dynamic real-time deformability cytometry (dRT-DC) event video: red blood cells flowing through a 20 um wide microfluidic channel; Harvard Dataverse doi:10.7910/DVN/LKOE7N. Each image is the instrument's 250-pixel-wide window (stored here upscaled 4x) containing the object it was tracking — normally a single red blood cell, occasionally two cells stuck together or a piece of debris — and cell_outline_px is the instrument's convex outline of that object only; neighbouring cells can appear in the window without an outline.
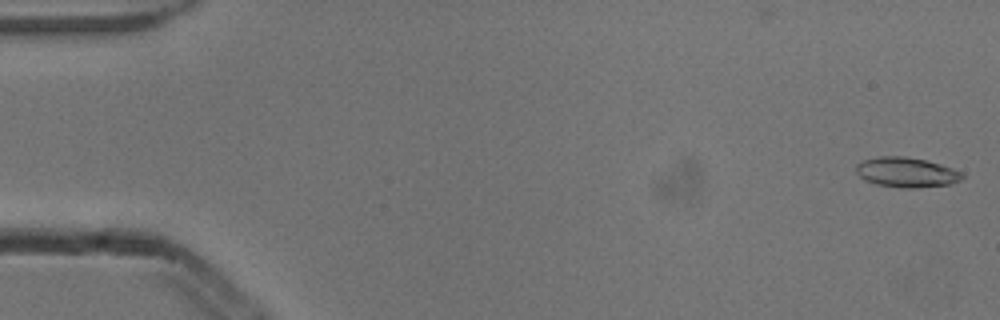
{"species": "common noctule bat (a hibernating species)", "species_latin": "Nyctalus noctula", "temperature_condition": "cold", "stored_images_in_passage": 5, "camera_frame_rate_fps": 3000, "um_per_image_px": 0.085, "animal": {"sex": "male", "body_mass_g": 13.3}, "frame": {"image": 1, "passage_image": 1, "time_ms": 0.0, "image_size_px": [1000, 320], "cell_outline_px": [[964, 176], [960, 180], [948, 184], [916, 188], [900, 188], [876, 184], [864, 180], [856, 172], [856, 164], [864, 160], [880, 156], [904, 156], [928, 160], [964, 172]], "centroid_in_image_um": [77.05, 14.64], "position_along_channel_um": 7.9, "area_um2": 18.61}}